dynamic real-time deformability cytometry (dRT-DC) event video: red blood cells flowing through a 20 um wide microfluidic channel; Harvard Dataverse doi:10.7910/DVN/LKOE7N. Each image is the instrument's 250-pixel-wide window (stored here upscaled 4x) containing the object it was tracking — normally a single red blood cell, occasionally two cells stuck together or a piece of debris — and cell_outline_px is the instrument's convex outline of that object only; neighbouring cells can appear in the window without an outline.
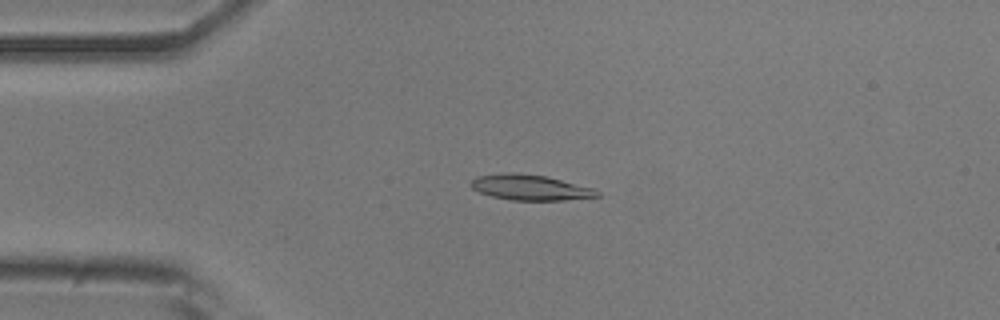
{"species": "common noctule bat (a hibernating species)", "species_latin": "Nyctalus noctula", "temperature_condition": "room temperature", "stored_images_in_passage": 54, "camera_frame_rate_fps": 3000, "um_per_image_px": 0.085, "animal": {"sex": "male", "body_mass_g": 20.5, "forearm_length_mm": 52.5}, "frame": {"image": 1, "passage_image": 13, "time_ms": 4.0, "image_size_px": [1000, 320], "cell_outline_px": [[600, 196], [564, 200], [512, 200], [492, 196], [480, 192], [472, 188], [468, 184], [476, 176], [508, 172], [548, 176], [592, 188], [600, 192]], "centroid_in_image_um": [45.05, 15.93], "position_along_channel_um": 40.0, "area_um2": 18.67}}
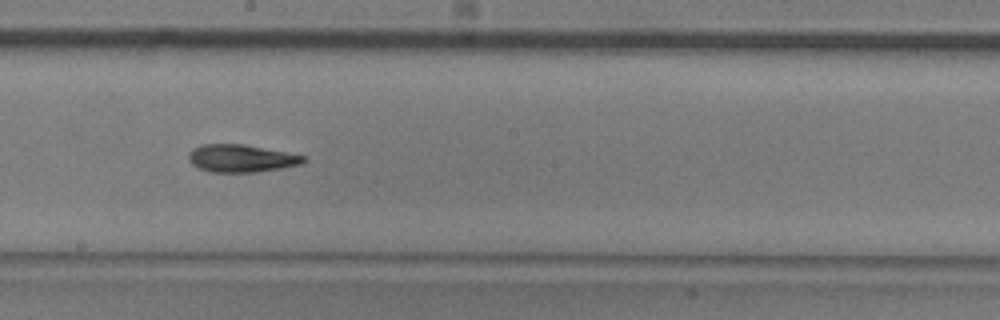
{"frame": {"image": 2, "passage_image": 30, "time_ms": 9.667, "image_size_px": [1000, 320], "cell_outline_px": [[308, 160], [300, 164], [280, 168], [256, 172], [212, 172], [200, 168], [192, 164], [188, 160], [188, 152], [192, 148], [200, 144], [244, 144], [308, 156]], "centroid_in_image_um": [20.5, 13.45], "position_along_channel_um": 227.7, "area_um2": 18.61}}
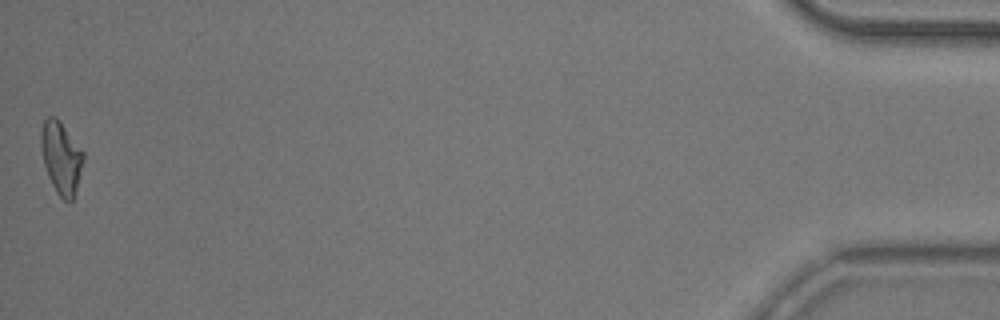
{"frame": {"image": 3, "passage_image": 54, "time_ms": 17.667, "image_size_px": [1000, 320], "cell_outline_px": [[84, 160], [76, 188], [72, 200], [64, 200], [56, 192], [48, 176], [44, 164], [40, 144], [40, 132], [44, 120], [48, 116], [56, 116], [60, 120], [84, 152]], "centroid_in_image_um": [5.19, 13.35], "position_along_channel_um": 430.0, "area_um2": 17.8}, "authors_computed_cell_mechanics": {"area_um2": 18.2937, "velocity_mm_per_s": 3.7495, "shape_relaxation_time_tau1_ms": 5.0614, "shape_relaxation_time_tau2_ms": 5.8841, "deformation_change_tau1": 0.1602, "deformation_change_tau2": 0.1445}}